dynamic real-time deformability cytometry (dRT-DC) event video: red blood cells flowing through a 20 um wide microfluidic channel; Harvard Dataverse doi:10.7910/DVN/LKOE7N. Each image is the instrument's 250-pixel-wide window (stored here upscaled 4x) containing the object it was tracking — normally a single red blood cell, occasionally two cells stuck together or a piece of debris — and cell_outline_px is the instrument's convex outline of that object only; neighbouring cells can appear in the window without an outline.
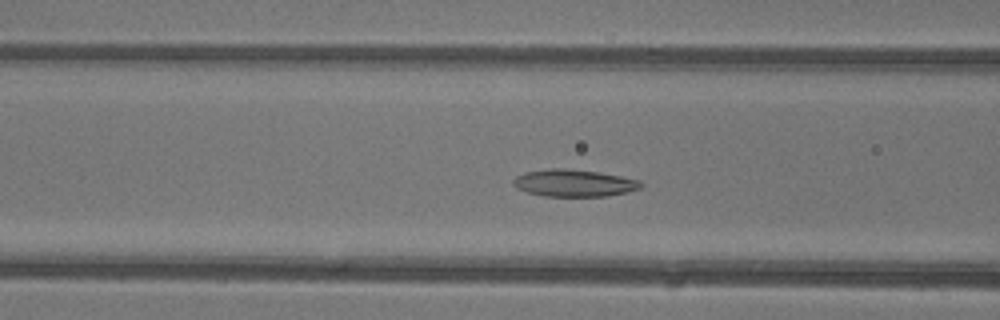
{"species": "common noctule bat (a hibernating species)", "species_latin": "Nyctalus noctula", "temperature_condition": "warm", "stored_images_in_passage": 42, "camera_frame_rate_fps": 3000, "um_per_image_px": 0.085, "animal": {"sex": "female"}, "frame": {"image": 1, "passage_image": 14, "time_ms": 4.333, "image_size_px": [1000, 320], "cell_outline_px": [[644, 184], [640, 188], [628, 192], [608, 196], [544, 196], [528, 192], [516, 188], [512, 184], [512, 180], [516, 176], [524, 172], [552, 168], [564, 168], [596, 172], [620, 176], [640, 180]], "centroid_in_image_um": [48.78, 15.56], "position_along_channel_um": 117.8, "area_um2": 20.17}}
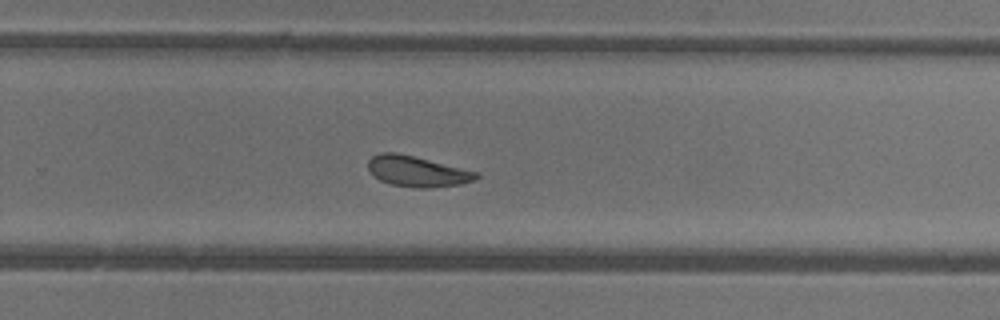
{"frame": {"image": 2, "passage_image": 26, "time_ms": 8.333, "image_size_px": [1000, 320], "cell_outline_px": [[480, 176], [476, 180], [460, 184], [428, 188], [416, 188], [392, 184], [380, 180], [368, 172], [368, 160], [372, 156], [380, 152], [396, 152], [480, 172]], "centroid_in_image_um": [35.46, 14.56], "position_along_channel_um": 294.3, "area_um2": 19.42}}
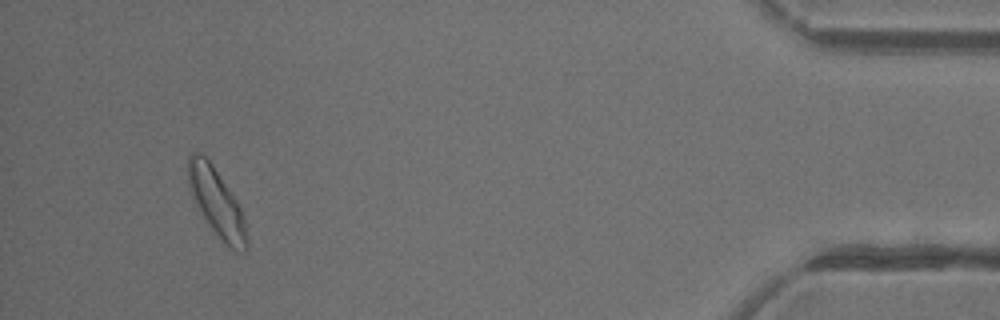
{"frame": {"image": 3, "passage_image": 39, "time_ms": 12.667, "image_size_px": [1000, 320], "cell_outline_px": [[248, 248], [244, 252], [232, 248], [224, 244], [200, 212], [192, 196], [188, 184], [188, 156], [192, 152], [200, 152], [212, 164], [236, 200], [240, 208], [244, 220], [248, 244]], "centroid_in_image_um": [18.4, 17.2], "position_along_channel_um": 416.8, "area_um2": 22.66}, "authors_computed_cell_mechanics": {"area_um2": 20.2589, "velocity_mm_per_s": 4.428, "shape_relaxation_time_tau1_ms": 2.3027, "shape_relaxation_time_tau2_ms": 4.1859, "deformation_change_tau1": 0.1028, "deformation_change_tau2": 0.1215}}